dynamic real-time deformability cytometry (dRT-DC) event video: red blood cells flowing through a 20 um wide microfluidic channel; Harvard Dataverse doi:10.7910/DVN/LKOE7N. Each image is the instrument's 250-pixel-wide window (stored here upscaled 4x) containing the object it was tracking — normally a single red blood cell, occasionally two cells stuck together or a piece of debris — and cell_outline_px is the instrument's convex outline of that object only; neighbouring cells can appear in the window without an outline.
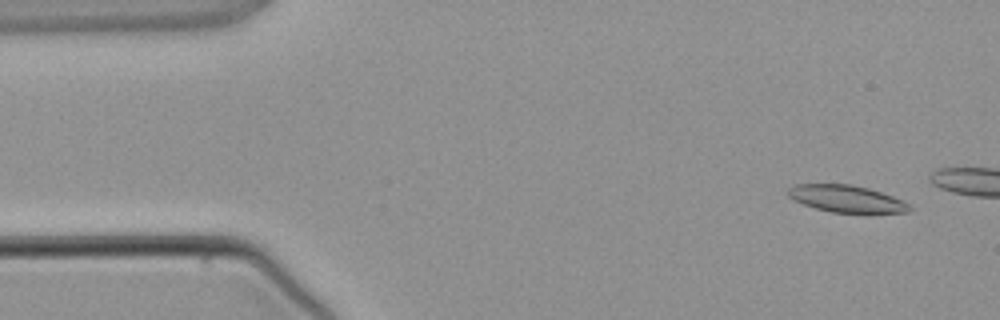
{"species": "common noctule bat (a hibernating species)", "species_latin": "Nyctalus noctula", "temperature_condition": "warm", "stored_images_in_passage": 3, "camera_frame_rate_fps": 3000, "um_per_image_px": 0.085, "animal": {"sex": "male", "body_mass_g": 21.5, "forearm_length_mm": 52.0}, "frame": {"image": 1, "passage_image": 1, "time_ms": 0.0, "image_size_px": [1000, 320], "cell_outline_px": [[912, 208], [908, 212], [832, 212], [816, 208], [792, 200], [788, 196], [788, 188], [796, 184], [852, 184], [868, 188], [904, 200]], "centroid_in_image_um": [71.92, 16.88], "position_along_channel_um": 13.1, "area_um2": 18.9}}